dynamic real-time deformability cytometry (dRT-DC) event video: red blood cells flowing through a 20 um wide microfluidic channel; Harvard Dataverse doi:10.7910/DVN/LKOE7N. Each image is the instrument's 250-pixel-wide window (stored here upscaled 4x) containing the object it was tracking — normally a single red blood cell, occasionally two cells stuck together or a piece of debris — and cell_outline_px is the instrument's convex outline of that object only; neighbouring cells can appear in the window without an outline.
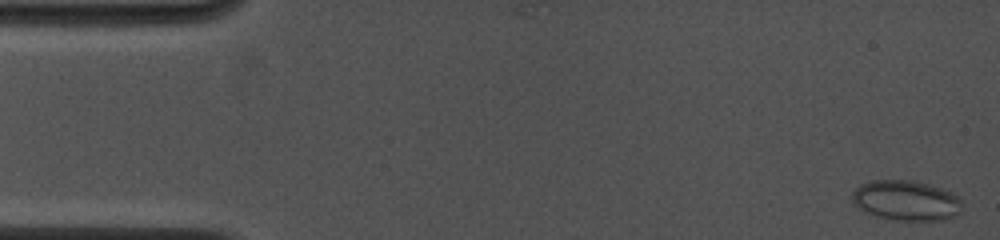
{"species": "common noctule bat (a hibernating species)", "species_latin": "Nyctalus noctula", "temperature_condition": "cold", "stored_images_in_passage": 70, "camera_frame_rate_fps": 4500, "um_per_image_px": 0.085, "animal": {"sex": "female", "body_mass_g": 19.0, "forearm_length_mm": 53.3}, "frame": {"image": 1, "passage_image": 2, "time_ms": 0.222, "image_size_px": [1000, 240], "cell_outline_px": [[960, 212], [956, 216], [944, 220], [896, 220], [876, 216], [860, 208], [852, 200], [852, 192], [860, 184], [872, 180], [912, 180], [928, 184], [952, 192], [960, 196]], "centroid_in_image_um": [77.04, 17.03], "position_along_channel_um": 8.0, "area_um2": 25.66}}
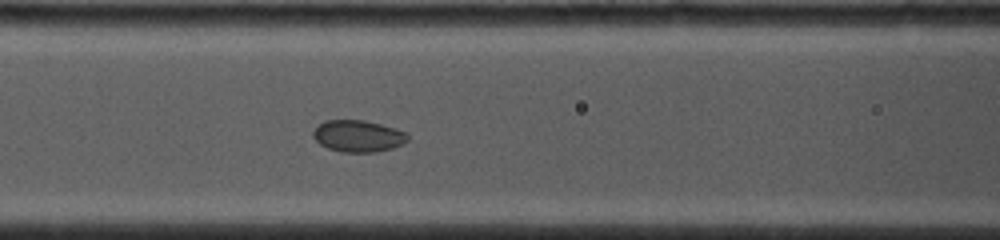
{"frame": {"image": 2, "passage_image": 30, "time_ms": 6.444, "image_size_px": [1000, 240], "cell_outline_px": [[408, 140], [392, 148], [376, 152], [344, 152], [328, 148], [320, 144], [312, 136], [312, 132], [324, 120], [364, 120], [396, 128], [408, 132]], "centroid_in_image_um": [30.44, 11.56], "position_along_channel_um": 136.2, "area_um2": 17.46}}
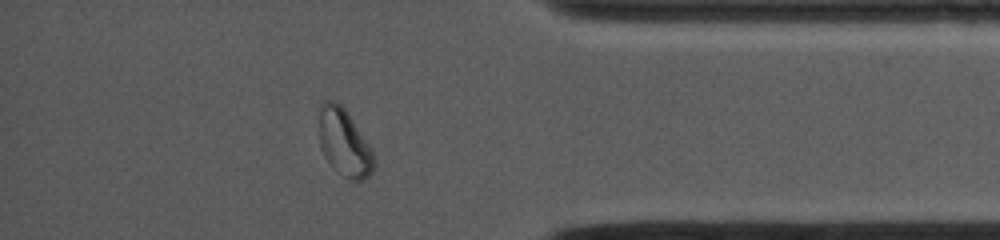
{"frame": {"image": 3, "passage_image": 61, "time_ms": 13.333, "image_size_px": [1000, 240], "cell_outline_px": [[372, 172], [368, 176], [360, 180], [352, 180], [344, 176], [332, 168], [324, 156], [320, 144], [320, 104], [324, 100], [332, 100], [340, 104], [344, 108], [368, 144], [372, 152]], "centroid_in_image_um": [29.21, 12.12], "position_along_channel_um": 406.0, "area_um2": 20.81}, "authors_computed_cell_mechanics": {"area_um2": 18.8717, "velocity_mm_per_s": 4.0685, "shape_relaxation_time_tau1_ms": null, "shape_relaxation_time_tau2_ms": 3.432, "deformation_change_tau1": null, "deformation_change_tau2": 0.0597}}